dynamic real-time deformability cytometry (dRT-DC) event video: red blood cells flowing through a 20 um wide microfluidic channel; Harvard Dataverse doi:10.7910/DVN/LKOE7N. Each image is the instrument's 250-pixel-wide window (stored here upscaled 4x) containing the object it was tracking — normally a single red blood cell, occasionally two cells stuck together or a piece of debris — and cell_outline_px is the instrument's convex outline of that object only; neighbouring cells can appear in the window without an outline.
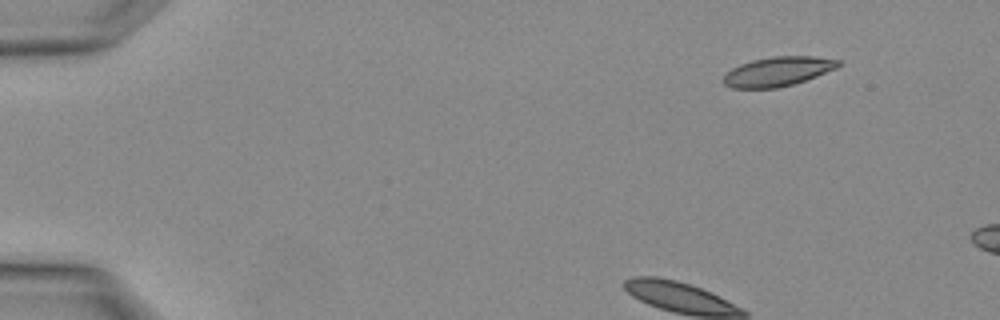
{"species": "Egyptian fruit bat (a non-hibernating species)", "species_latin": "Rousettus aegyptiacus", "temperature_condition": "warm", "stored_images_in_passage": 5, "camera_frame_rate_fps": 3000, "um_per_image_px": 0.085, "animal": {"sex": "female"}, "frame": {"image": 1, "passage_image": 5, "time_ms": 1.333, "image_size_px": [1000, 320], "cell_outline_px": [[840, 64], [836, 68], [816, 76], [792, 84], [776, 88], [732, 88], [724, 84], [720, 80], [724, 72], [740, 64], [752, 60], [776, 56], [812, 56], [840, 60]], "centroid_in_image_um": [66.04, 6.08], "position_along_channel_um": 19.0, "area_um2": 19.65}}